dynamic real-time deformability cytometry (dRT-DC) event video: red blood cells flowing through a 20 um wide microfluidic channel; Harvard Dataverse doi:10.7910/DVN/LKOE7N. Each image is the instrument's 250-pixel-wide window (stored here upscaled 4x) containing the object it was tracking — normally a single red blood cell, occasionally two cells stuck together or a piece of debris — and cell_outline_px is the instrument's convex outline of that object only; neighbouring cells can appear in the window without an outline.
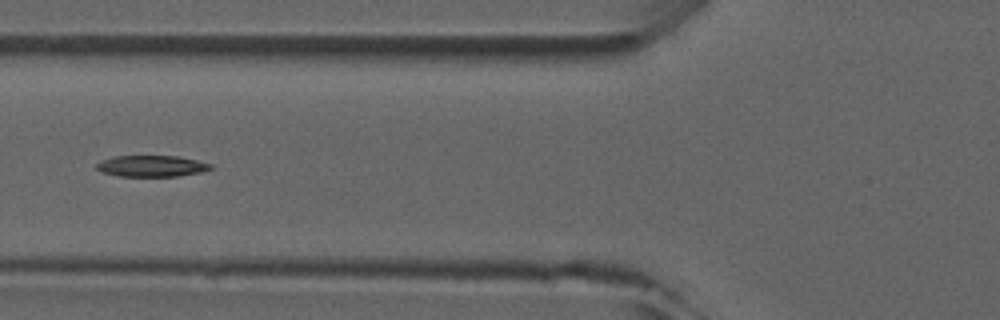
{"species": "common noctule bat (a hibernating species)", "species_latin": "Nyctalus noctula", "temperature_condition": "room temperature", "stored_images_in_passage": 4, "camera_frame_rate_fps": 3000, "um_per_image_px": 0.085, "animal": {"sex": "male", "forearm_length_mm": 52.5}, "frame": {"image": 1, "passage_image": 2, "time_ms": 1.333, "image_size_px": [1000, 320], "cell_outline_px": [[212, 168], [200, 172], [176, 176], [120, 176], [100, 172], [96, 168], [96, 164], [100, 160], [112, 156], [180, 156], [212, 164]], "centroid_in_image_um": [12.83, 14.11], "position_along_channel_um": 113.0, "area_um2": 14.16}}
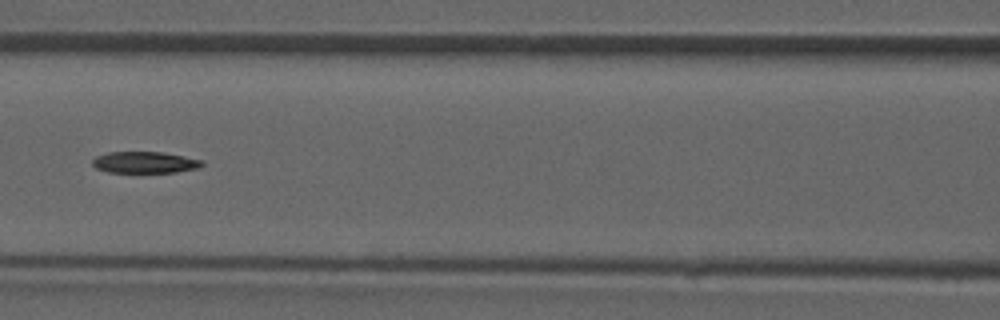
{"frame": {"image": 2, "passage_image": 3, "time_ms": 2.333, "image_size_px": [1000, 320], "cell_outline_px": [[204, 164], [200, 168], [176, 172], [108, 172], [96, 168], [92, 164], [92, 160], [96, 156], [108, 152], [164, 152], [204, 160]], "centroid_in_image_um": [12.34, 13.8], "position_along_channel_um": 154.3, "area_um2": 13.81}}
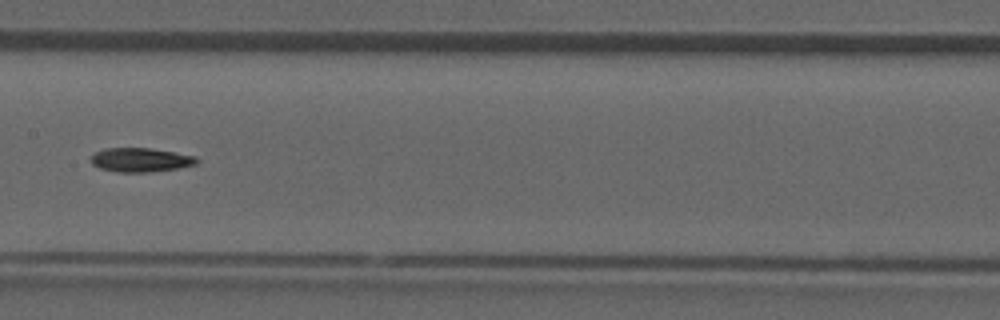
{"frame": {"image": 3, "passage_image": 4, "time_ms": 3.333, "image_size_px": [1000, 320], "cell_outline_px": [[200, 160], [196, 164], [176, 168], [152, 172], [120, 172], [100, 168], [92, 164], [92, 156], [96, 152], [104, 148], [148, 148], [196, 156]], "centroid_in_image_um": [11.96, 13.59], "position_along_channel_um": 195.4, "area_um2": 14.62}}